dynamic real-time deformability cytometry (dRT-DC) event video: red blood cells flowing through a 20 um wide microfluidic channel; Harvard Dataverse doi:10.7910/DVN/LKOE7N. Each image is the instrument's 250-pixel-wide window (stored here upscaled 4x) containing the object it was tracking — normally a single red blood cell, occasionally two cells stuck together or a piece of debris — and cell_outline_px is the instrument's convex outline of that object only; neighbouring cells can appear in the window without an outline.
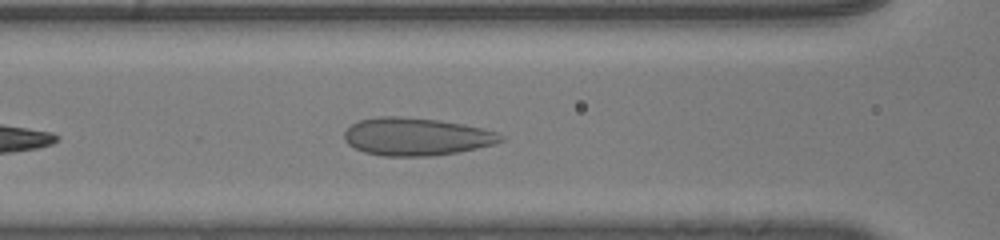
{"species": "human", "species_latin": "Homo sapiens", "temperature_condition": "room temperature", "stored_images_in_passage": 30, "camera_frame_rate_fps": 3000, "um_per_image_px": 0.085, "donor": {"sex": "male"}, "frame": {"image": 1, "passage_image": 6, "time_ms": 1.667, "image_size_px": [1000, 240], "cell_outline_px": [[508, 136], [504, 140], [496, 144], [456, 152], [432, 156], [384, 156], [364, 152], [348, 144], [344, 140], [344, 132], [352, 124], [360, 120], [376, 116], [400, 116], [440, 120], [464, 124], [484, 128], [500, 132]], "centroid_in_image_um": [35.44, 11.6], "position_along_channel_um": 131.2, "area_um2": 34.8}}
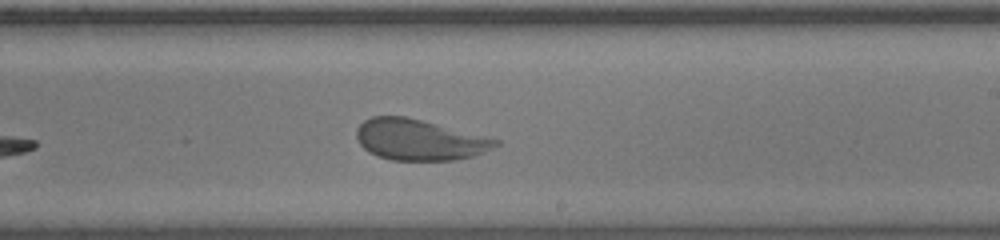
{"frame": {"image": 2, "passage_image": 15, "time_ms": 4.667, "image_size_px": [1000, 240], "cell_outline_px": [[500, 144], [476, 156], [456, 160], [392, 160], [376, 156], [368, 152], [360, 144], [356, 136], [356, 128], [364, 120], [372, 116], [404, 116], [488, 136], [500, 140]], "centroid_in_image_um": [35.65, 11.89], "position_along_channel_um": 253.3, "area_um2": 33.35}}
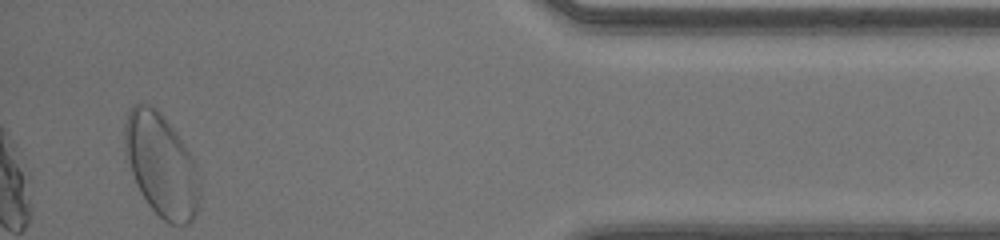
{"frame": {"image": 3, "passage_image": 30, "time_ms": 9.667, "image_size_px": [1000, 240], "cell_outline_px": [[200, 200], [196, 212], [192, 220], [188, 224], [168, 224], [148, 204], [140, 192], [124, 160], [124, 124], [128, 108], [132, 104], [152, 104], [164, 116], [176, 132], [192, 156], [196, 164], [200, 176]], "centroid_in_image_um": [13.69, 14.01], "position_along_channel_um": 421.5, "area_um2": 45.78}}